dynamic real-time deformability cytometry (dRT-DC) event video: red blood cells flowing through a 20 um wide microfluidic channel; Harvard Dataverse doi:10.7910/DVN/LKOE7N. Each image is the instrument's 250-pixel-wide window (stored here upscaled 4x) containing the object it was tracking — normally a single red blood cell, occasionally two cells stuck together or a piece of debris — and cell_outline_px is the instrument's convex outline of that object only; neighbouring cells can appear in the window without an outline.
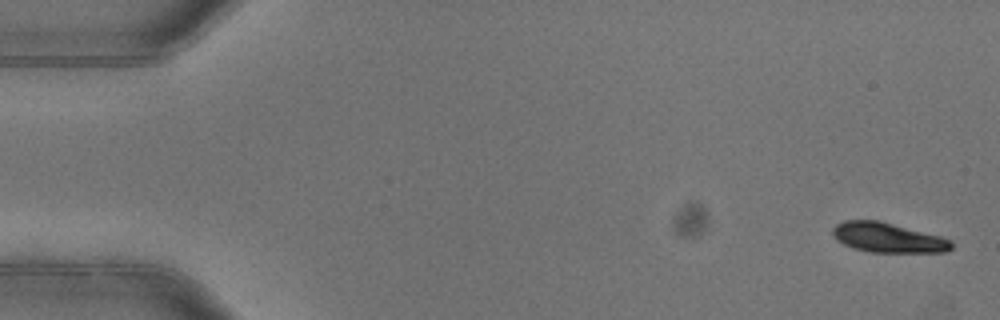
{"species": "common noctule bat (a hibernating species)", "species_latin": "Nyctalus noctula", "temperature_condition": "warm", "stored_images_in_passage": 5, "camera_frame_rate_fps": 3000, "um_per_image_px": 0.085, "animal": {"sex": "female"}, "frame": {"image": 1, "passage_image": 1, "time_ms": 0.0, "image_size_px": [1000, 320], "cell_outline_px": [[952, 248], [944, 252], [872, 252], [852, 248], [836, 240], [832, 232], [832, 228], [836, 224], [844, 220], [880, 220], [940, 236], [952, 240]], "centroid_in_image_um": [75.45, 20.19], "position_along_channel_um": 9.6, "area_um2": 20.63}}
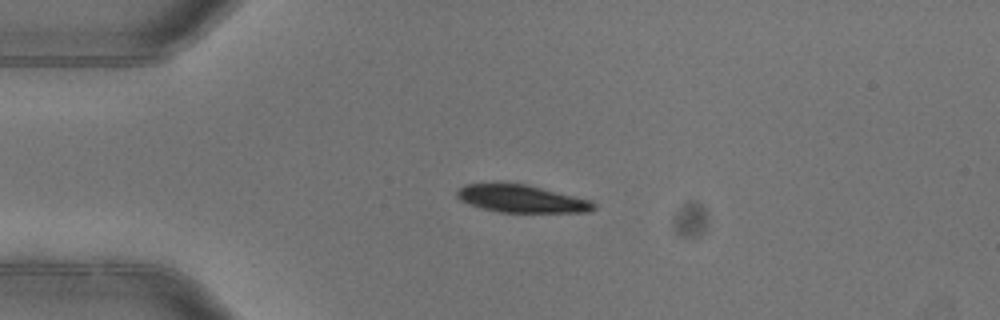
{"frame": {"image": 2, "passage_image": 4, "time_ms": 1.0, "image_size_px": [1000, 320], "cell_outline_px": [[596, 208], [588, 212], [500, 212], [468, 204], [460, 200], [456, 196], [456, 188], [464, 184], [524, 184], [592, 200], [596, 204]], "centroid_in_image_um": [44.33, 16.9], "position_along_channel_um": 40.7, "area_um2": 21.73}}